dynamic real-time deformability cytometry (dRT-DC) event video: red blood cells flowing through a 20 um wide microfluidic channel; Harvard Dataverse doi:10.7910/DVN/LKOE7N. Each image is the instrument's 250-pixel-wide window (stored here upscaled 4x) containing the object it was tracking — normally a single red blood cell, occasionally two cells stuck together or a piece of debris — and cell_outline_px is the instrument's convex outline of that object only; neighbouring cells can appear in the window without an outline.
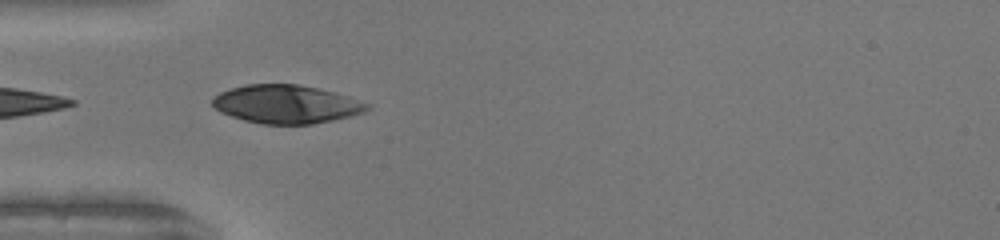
{"species": "human", "species_latin": "Homo sapiens", "temperature_condition": "warm", "stored_images_in_passage": 4, "camera_frame_rate_fps": 3000, "um_per_image_px": 0.085, "donor": {"sex": "female"}, "frame": {"image": 1, "passage_image": 1, "time_ms": 0.0, "image_size_px": [1000, 240], "cell_outline_px": [[372, 108], [364, 112], [352, 116], [312, 124], [260, 124], [244, 120], [220, 112], [212, 104], [212, 100], [220, 92], [244, 84], [300, 84], [348, 96], [372, 104]], "centroid_in_image_um": [24.37, 8.86], "position_along_channel_um": 60.6, "area_um2": 34.62}}